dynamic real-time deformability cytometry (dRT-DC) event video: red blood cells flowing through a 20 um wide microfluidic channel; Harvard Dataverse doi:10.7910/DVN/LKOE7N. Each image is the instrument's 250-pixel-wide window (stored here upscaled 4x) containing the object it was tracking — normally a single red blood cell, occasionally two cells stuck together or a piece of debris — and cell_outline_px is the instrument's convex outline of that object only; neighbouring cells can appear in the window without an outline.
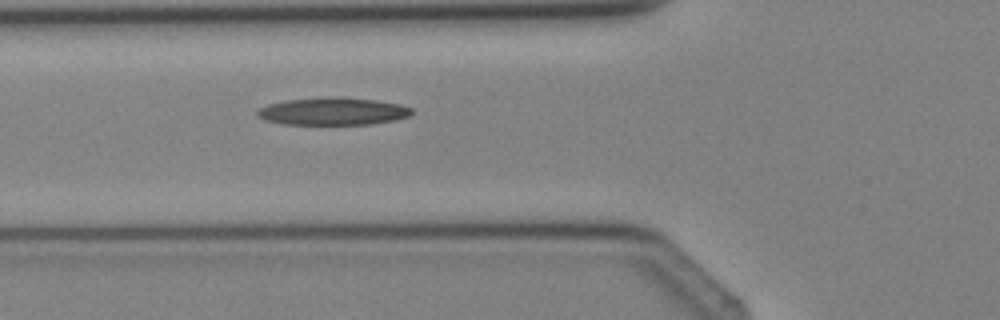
{"species": "Egyptian fruit bat (a non-hibernating species)", "species_latin": "Rousettus aegyptiacus", "temperature_condition": "cold", "stored_images_in_passage": 2, "camera_frame_rate_fps": 3000, "um_per_image_px": 0.085, "animal": {"sex": "female"}, "frame": {"image": 1, "passage_image": 2, "time_ms": 1.333, "image_size_px": [1000, 320], "cell_outline_px": [[412, 112], [408, 116], [392, 120], [372, 124], [284, 124], [264, 120], [256, 112], [260, 108], [268, 104], [284, 100], [328, 96], [340, 96], [376, 100], [400, 104], [412, 108]], "centroid_in_image_um": [28.28, 9.44], "position_along_channel_um": 97.5, "area_um2": 24.8}}